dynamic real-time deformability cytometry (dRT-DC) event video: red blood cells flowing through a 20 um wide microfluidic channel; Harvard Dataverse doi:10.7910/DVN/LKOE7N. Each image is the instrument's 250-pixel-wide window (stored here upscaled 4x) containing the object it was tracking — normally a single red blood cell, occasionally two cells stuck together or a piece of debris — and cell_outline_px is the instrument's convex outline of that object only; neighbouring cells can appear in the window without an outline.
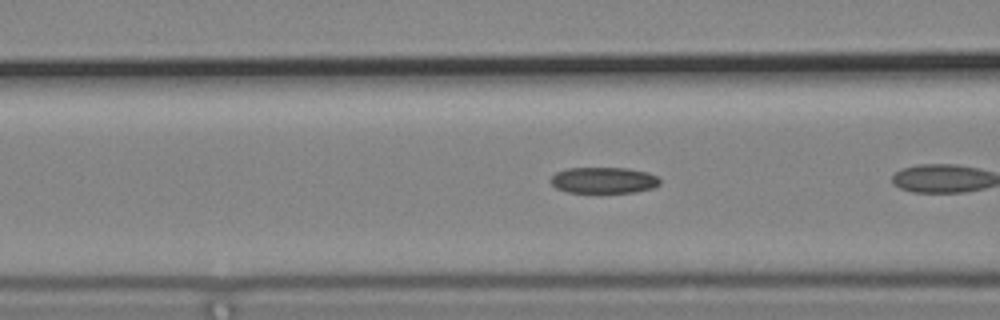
{"species": "common noctule bat (a hibernating species)", "species_latin": "Nyctalus noctula", "temperature_condition": "cold", "stored_images_in_passage": 7, "camera_frame_rate_fps": 3000, "um_per_image_px": 0.085, "animal": {"sex": "male", "body_mass_g": 19.2, "forearm_length_mm": 51.8}, "frame": {"image": 1, "passage_image": 5, "time_ms": 1.333, "image_size_px": [1000, 320], "cell_outline_px": [[660, 184], [652, 188], [636, 192], [568, 192], [556, 188], [548, 180], [556, 172], [568, 168], [628, 168], [648, 172], [656, 176], [660, 180]], "centroid_in_image_um": [51.3, 15.31], "position_along_channel_um": 115.3, "area_um2": 16.65}}